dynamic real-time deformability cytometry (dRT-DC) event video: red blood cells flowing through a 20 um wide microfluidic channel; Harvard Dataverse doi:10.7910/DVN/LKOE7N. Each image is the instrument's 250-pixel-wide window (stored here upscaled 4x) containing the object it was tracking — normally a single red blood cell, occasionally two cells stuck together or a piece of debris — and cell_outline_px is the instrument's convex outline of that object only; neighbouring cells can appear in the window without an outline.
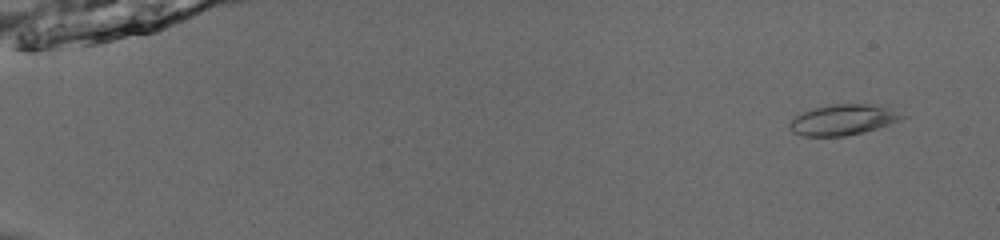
{"species": "common noctule bat (a hibernating species)", "species_latin": "Nyctalus noctula", "temperature_condition": "room temperature", "stored_images_in_passage": 50, "camera_frame_rate_fps": 3000, "um_per_image_px": 0.085, "animal": {"sex": "male", "body_mass_g": 13.0, "forearm_length_mm": 53.1}, "frame": {"image": 1, "passage_image": 1, "time_ms": 0.0, "image_size_px": [1000, 240], "cell_outline_px": [[908, 116], [900, 120], [864, 132], [844, 136], [800, 136], [792, 132], [788, 128], [788, 124], [796, 116], [804, 112], [816, 108], [832, 104], [888, 104]], "centroid_in_image_um": [71.74, 10.17], "position_along_channel_um": 13.3, "area_um2": 20.4}}
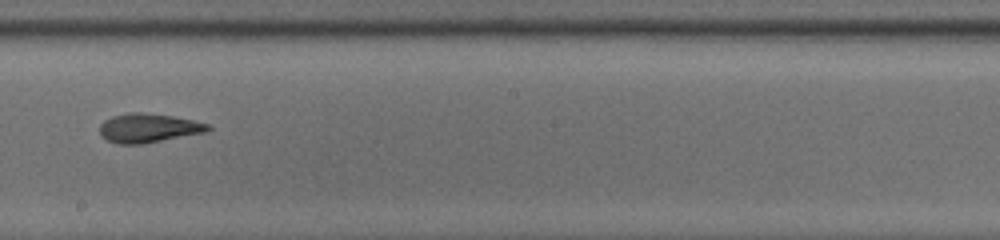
{"frame": {"image": 2, "passage_image": 30, "time_ms": 9.667, "image_size_px": [1000, 240], "cell_outline_px": [[212, 128], [208, 132], [140, 144], [120, 144], [108, 140], [100, 136], [100, 124], [104, 120], [112, 116], [128, 112], [140, 112], [172, 116], [192, 120], [208, 124]], "centroid_in_image_um": [12.61, 10.88], "position_along_channel_um": 235.6, "area_um2": 18.26}}
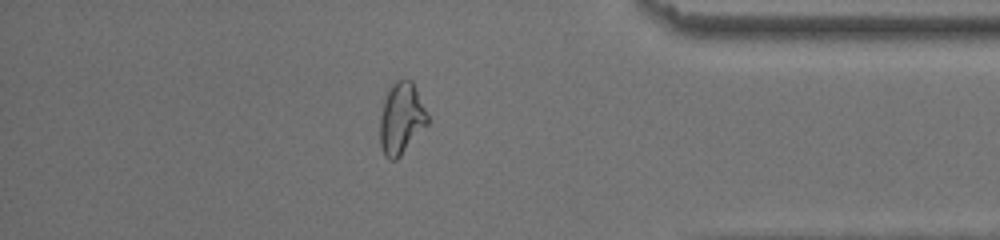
{"frame": {"image": 3, "passage_image": 44, "time_ms": 14.333, "image_size_px": [1000, 240], "cell_outline_px": [[428, 124], [400, 156], [396, 160], [388, 160], [384, 156], [380, 144], [380, 116], [384, 92], [396, 80], [412, 80], [428, 116]], "centroid_in_image_um": [34.07, 10.07], "position_along_channel_um": 401.1, "area_um2": 20.0}, "authors_computed_cell_mechanics": {"area_um2": 19.0451, "velocity_mm_per_s": 3.9304, "shape_relaxation_time_tau1_ms": 10.0743, "shape_relaxation_time_tau2_ms": 2.1816, "deformation_change_tau1": 0.2715, "deformation_change_tau2": 0.0876}}